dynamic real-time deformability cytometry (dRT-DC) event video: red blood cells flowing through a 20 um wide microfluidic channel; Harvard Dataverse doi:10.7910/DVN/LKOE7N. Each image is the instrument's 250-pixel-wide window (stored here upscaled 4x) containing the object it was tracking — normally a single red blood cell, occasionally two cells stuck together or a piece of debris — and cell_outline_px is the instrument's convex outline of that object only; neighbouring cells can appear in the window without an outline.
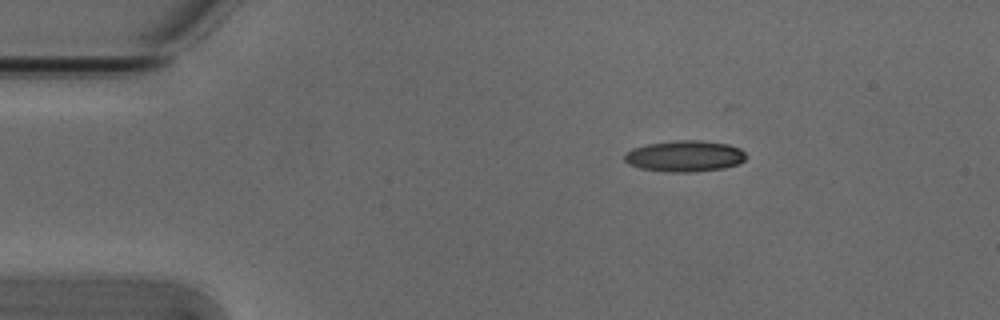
{"species": "Egyptian fruit bat (a non-hibernating species)", "species_latin": "Rousettus aegyptiacus", "temperature_condition": "cold", "stored_images_in_passage": 3, "camera_frame_rate_fps": 3000, "um_per_image_px": 0.085, "animal": {"sex": "male"}, "frame": {"image": 1, "passage_image": 1, "time_ms": 0.0, "image_size_px": [1000, 320], "cell_outline_px": [[748, 156], [740, 164], [724, 168], [696, 172], [668, 172], [640, 168], [628, 164], [624, 160], [624, 156], [632, 148], [644, 144], [676, 140], [700, 140], [728, 144], [740, 148]], "centroid_in_image_um": [58.22, 13.27], "position_along_channel_um": 26.8, "area_um2": 22.37}}
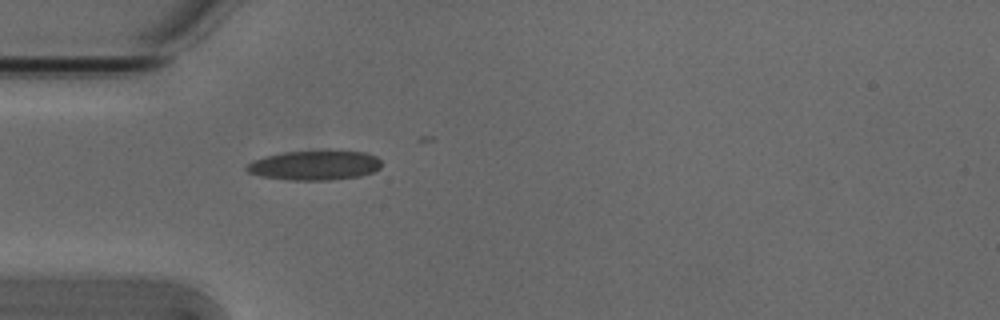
{"frame": {"image": 2, "passage_image": 3, "time_ms": 0.667, "image_size_px": [1000, 320], "cell_outline_px": [[380, 168], [372, 172], [360, 176], [328, 180], [292, 180], [260, 176], [248, 172], [244, 168], [252, 160], [264, 156], [284, 152], [364, 152], [376, 156], [380, 160]], "centroid_in_image_um": [26.7, 14.07], "position_along_channel_um": 58.3, "area_um2": 22.83}}